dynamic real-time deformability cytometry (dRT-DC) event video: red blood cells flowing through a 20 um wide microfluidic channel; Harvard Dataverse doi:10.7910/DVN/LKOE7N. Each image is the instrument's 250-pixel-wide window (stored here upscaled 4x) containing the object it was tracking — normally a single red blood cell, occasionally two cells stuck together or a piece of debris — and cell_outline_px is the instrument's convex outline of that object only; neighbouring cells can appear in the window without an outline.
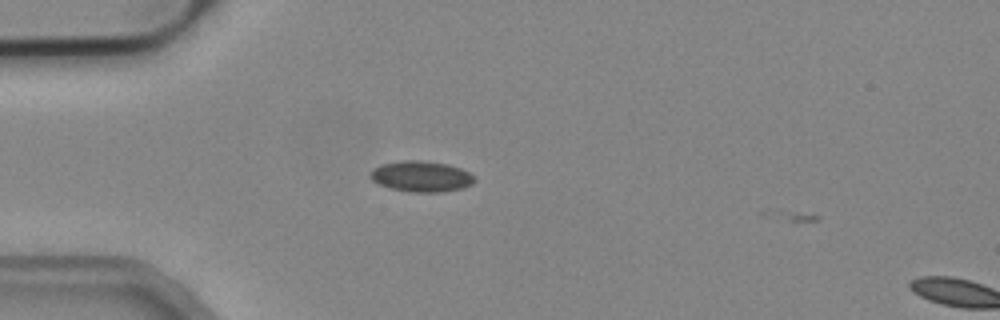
{"species": "common noctule bat (a hibernating species)", "species_latin": "Nyctalus noctula", "temperature_condition": "cold", "stored_images_in_passage": 8, "camera_frame_rate_fps": 3000, "um_per_image_px": 0.085, "animal": {"sex": "male", "body_mass_g": 19.2, "forearm_length_mm": 51.8}, "frame": {"image": 1, "passage_image": 7, "time_ms": 2.0, "image_size_px": [1000, 320], "cell_outline_px": [[476, 180], [472, 184], [464, 188], [444, 192], [412, 192], [388, 188], [372, 180], [368, 176], [372, 168], [380, 164], [404, 160], [420, 160], [448, 164], [460, 168], [468, 172]], "centroid_in_image_um": [35.78, 15.0], "position_along_channel_um": 49.2, "area_um2": 18.9}}